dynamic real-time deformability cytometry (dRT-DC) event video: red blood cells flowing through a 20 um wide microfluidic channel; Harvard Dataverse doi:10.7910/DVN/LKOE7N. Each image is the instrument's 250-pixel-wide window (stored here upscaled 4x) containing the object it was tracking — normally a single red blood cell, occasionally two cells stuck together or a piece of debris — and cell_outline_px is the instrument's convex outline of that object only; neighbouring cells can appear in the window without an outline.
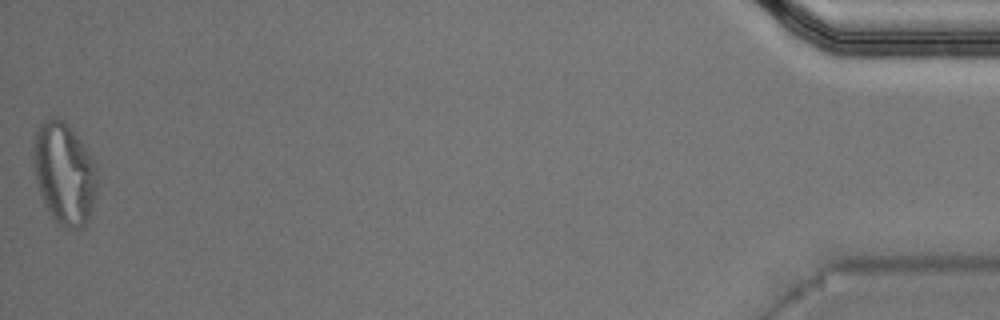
{"species": "Egyptian fruit bat (a non-hibernating species)", "species_latin": "Rousettus aegyptiacus", "temperature_condition": "warm", "stored_images_in_passage": 36, "segment_of_instrument_passage": [2, 2], "camera_frame_rate_fps": 3000, "um_per_image_px": 0.085, "animal": {"sex": "male"}, "frame": {"image": 1, "passage_image": 36, "time_ms": 11.667, "image_size_px": [1000, 320], "cell_outline_px": [[96, 192], [92, 212], [84, 228], [68, 228], [56, 224], [44, 204], [36, 180], [32, 156], [32, 144], [36, 128], [48, 116], [56, 116], [76, 136], [88, 152], [96, 164]], "centroid_in_image_um": [5.43, 14.77], "position_along_channel_um": 429.8, "area_um2": 37.97}}